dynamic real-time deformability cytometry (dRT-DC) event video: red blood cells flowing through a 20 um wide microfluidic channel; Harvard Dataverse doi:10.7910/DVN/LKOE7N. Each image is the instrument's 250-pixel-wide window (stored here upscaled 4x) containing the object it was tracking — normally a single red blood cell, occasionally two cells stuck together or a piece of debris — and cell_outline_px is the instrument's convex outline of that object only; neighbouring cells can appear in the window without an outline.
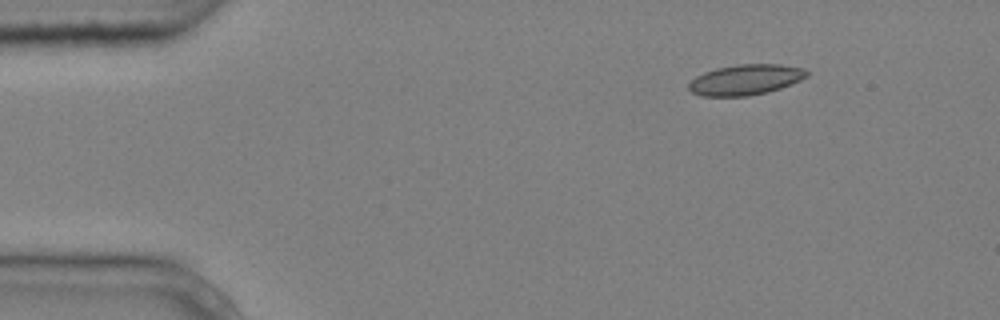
{"species": "common noctule bat (a hibernating species)", "species_latin": "Nyctalus noctula", "temperature_condition": "cold", "stored_images_in_passage": 3, "camera_frame_rate_fps": 3000, "um_per_image_px": 0.085, "animal": {"sex": "male", "body_mass_g": 20.4}, "frame": {"image": 1, "passage_image": 1, "time_ms": 0.0, "image_size_px": [1000, 320], "cell_outline_px": [[808, 76], [800, 80], [780, 88], [768, 92], [748, 96], [700, 96], [692, 92], [688, 88], [688, 84], [696, 76], [704, 72], [716, 68], [736, 64], [780, 64], [804, 68], [808, 72]], "centroid_in_image_um": [63.36, 6.77], "position_along_channel_um": 21.6, "area_um2": 21.04}}
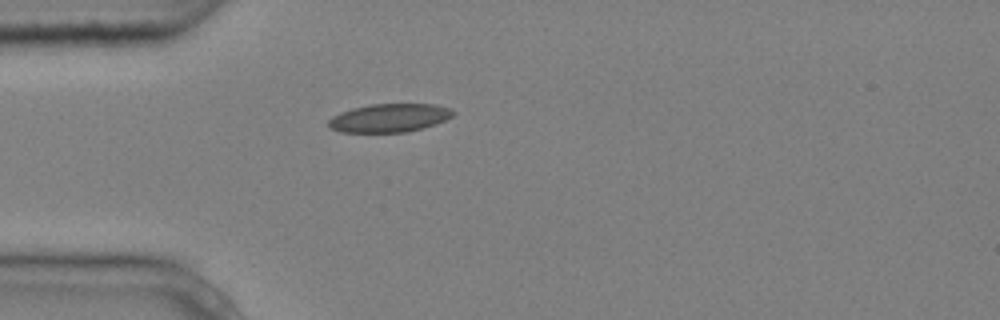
{"frame": {"image": 2, "passage_image": 3, "time_ms": 0.667, "image_size_px": [1000, 320], "cell_outline_px": [[456, 112], [452, 116], [436, 124], [424, 128], [408, 132], [340, 132], [328, 128], [328, 120], [332, 116], [340, 112], [352, 108], [372, 104], [436, 104], [452, 108]], "centroid_in_image_um": [33.1, 10.02], "position_along_channel_um": 51.9, "area_um2": 20.87}}